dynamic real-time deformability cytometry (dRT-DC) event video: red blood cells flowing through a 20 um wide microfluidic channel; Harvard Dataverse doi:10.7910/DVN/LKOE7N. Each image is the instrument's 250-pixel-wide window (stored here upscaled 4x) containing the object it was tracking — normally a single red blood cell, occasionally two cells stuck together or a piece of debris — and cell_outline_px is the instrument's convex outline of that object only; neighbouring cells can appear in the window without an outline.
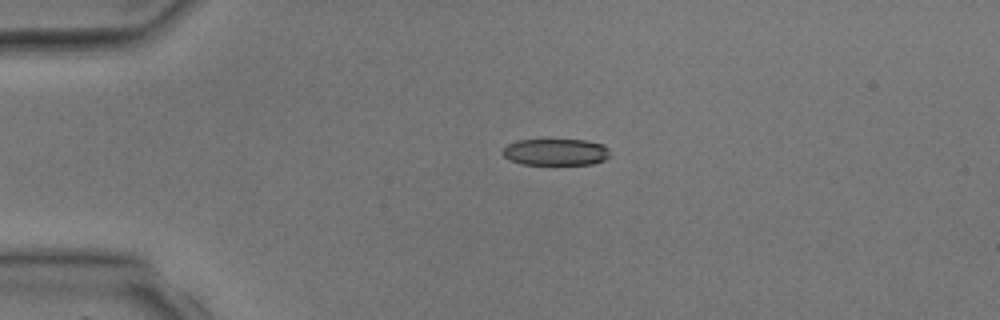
{"species": "common noctule bat (a hibernating species)", "species_latin": "Nyctalus noctula", "temperature_condition": "room temperature", "stored_images_in_passage": 3, "camera_frame_rate_fps": 3000, "um_per_image_px": 0.085, "animal": {"sex": "male", "body_mass_g": 17.9, "forearm_length_mm": 54.2}, "frame": {"image": 1, "passage_image": 2, "time_ms": 2.333, "image_size_px": [1000, 320], "cell_outline_px": [[608, 156], [604, 160], [592, 164], [524, 164], [508, 160], [500, 152], [508, 144], [516, 140], [548, 136], [584, 140], [604, 144], [608, 148]], "centroid_in_image_um": [47.18, 12.86], "position_along_channel_um": 37.8, "area_um2": 17.63}}